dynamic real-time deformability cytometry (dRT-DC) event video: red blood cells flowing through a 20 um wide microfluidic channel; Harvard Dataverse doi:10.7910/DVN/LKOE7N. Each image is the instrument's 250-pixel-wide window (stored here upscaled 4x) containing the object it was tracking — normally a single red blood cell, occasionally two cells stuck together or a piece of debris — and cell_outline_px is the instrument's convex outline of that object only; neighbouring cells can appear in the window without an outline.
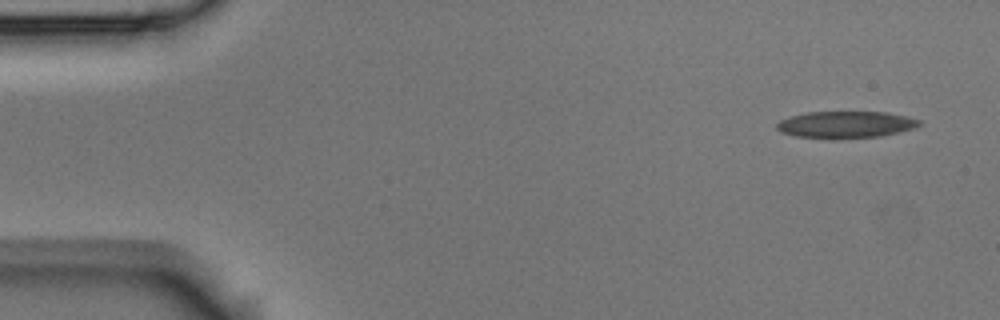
{"species": "Egyptian fruit bat (a non-hibernating species)", "species_latin": "Rousettus aegyptiacus", "temperature_condition": "room temperature", "stored_images_in_passage": 10, "camera_frame_rate_fps": 3000, "um_per_image_px": 0.085, "animal": {"sex": "male"}, "frame": {"image": 1, "passage_image": 1, "time_ms": 0.0, "image_size_px": [1000, 320], "cell_outline_px": [[920, 124], [916, 128], [880, 136], [828, 140], [796, 136], [780, 132], [776, 128], [776, 124], [780, 120], [792, 116], [808, 112], [888, 112], [908, 116], [920, 120]], "centroid_in_image_um": [71.88, 10.6], "position_along_channel_um": 13.1, "area_um2": 22.6}}
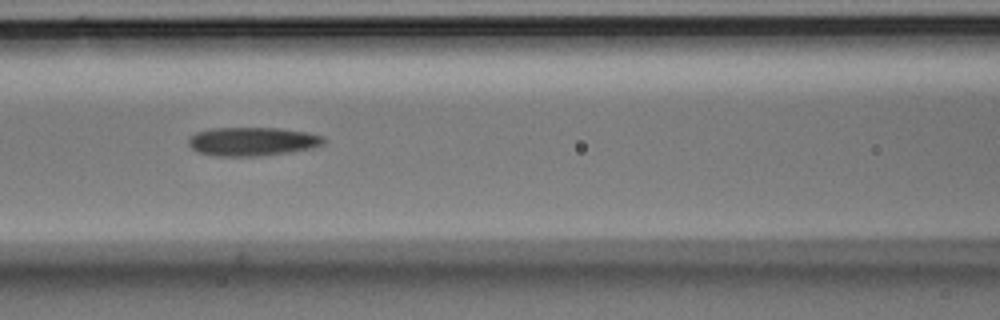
{"frame": {"image": 2, "passage_image": 6, "time_ms": 1.667, "image_size_px": [1000, 320], "cell_outline_px": [[324, 144], [312, 148], [292, 152], [260, 156], [212, 156], [196, 152], [188, 144], [188, 136], [196, 132], [212, 128], [280, 128], [308, 132], [324, 136]], "centroid_in_image_um": [21.43, 12.03], "position_along_channel_um": 145.2, "area_um2": 22.95}}
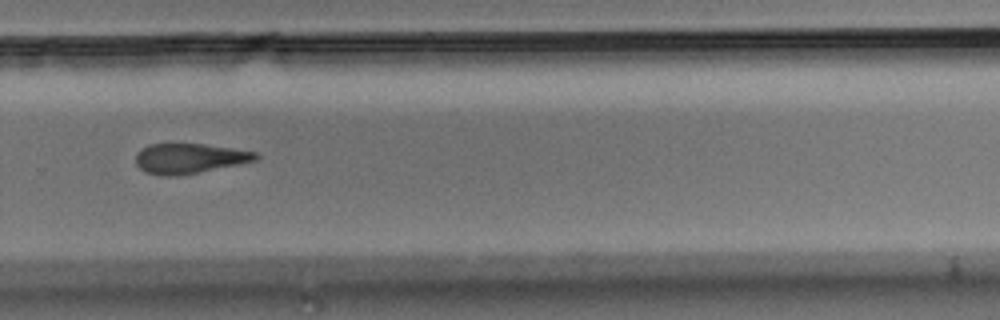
{"frame": {"image": 3, "passage_image": 10, "time_ms": 3.0, "image_size_px": [1000, 320], "cell_outline_px": [[260, 156], [256, 160], [200, 172], [176, 176], [164, 176], [144, 172], [136, 164], [136, 152], [148, 144], [204, 144], [256, 152]], "centroid_in_image_um": [16.05, 13.47], "position_along_channel_um": 313.7, "area_um2": 20.87}}